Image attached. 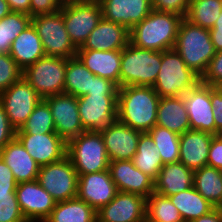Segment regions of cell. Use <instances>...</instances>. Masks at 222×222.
Here are the masks:
<instances>
[{
    "label": "cell",
    "mask_w": 222,
    "mask_h": 222,
    "mask_svg": "<svg viewBox=\"0 0 222 222\" xmlns=\"http://www.w3.org/2000/svg\"><path fill=\"white\" fill-rule=\"evenodd\" d=\"M160 98L152 86L119 87L117 120L139 132H149L156 125Z\"/></svg>",
    "instance_id": "cell-1"
},
{
    "label": "cell",
    "mask_w": 222,
    "mask_h": 222,
    "mask_svg": "<svg viewBox=\"0 0 222 222\" xmlns=\"http://www.w3.org/2000/svg\"><path fill=\"white\" fill-rule=\"evenodd\" d=\"M182 20L177 14L152 10L130 30V43L153 51L174 49Z\"/></svg>",
    "instance_id": "cell-2"
},
{
    "label": "cell",
    "mask_w": 222,
    "mask_h": 222,
    "mask_svg": "<svg viewBox=\"0 0 222 222\" xmlns=\"http://www.w3.org/2000/svg\"><path fill=\"white\" fill-rule=\"evenodd\" d=\"M174 49L200 78L216 54L209 29L194 25L185 18L181 21Z\"/></svg>",
    "instance_id": "cell-3"
},
{
    "label": "cell",
    "mask_w": 222,
    "mask_h": 222,
    "mask_svg": "<svg viewBox=\"0 0 222 222\" xmlns=\"http://www.w3.org/2000/svg\"><path fill=\"white\" fill-rule=\"evenodd\" d=\"M161 67V51L141 49L129 43L121 50L119 87L153 86Z\"/></svg>",
    "instance_id": "cell-4"
},
{
    "label": "cell",
    "mask_w": 222,
    "mask_h": 222,
    "mask_svg": "<svg viewBox=\"0 0 222 222\" xmlns=\"http://www.w3.org/2000/svg\"><path fill=\"white\" fill-rule=\"evenodd\" d=\"M200 81L175 49L161 52V67L152 86L160 97L183 96Z\"/></svg>",
    "instance_id": "cell-5"
},
{
    "label": "cell",
    "mask_w": 222,
    "mask_h": 222,
    "mask_svg": "<svg viewBox=\"0 0 222 222\" xmlns=\"http://www.w3.org/2000/svg\"><path fill=\"white\" fill-rule=\"evenodd\" d=\"M66 156L78 174L108 170L109 157L100 132L84 131L67 142Z\"/></svg>",
    "instance_id": "cell-6"
},
{
    "label": "cell",
    "mask_w": 222,
    "mask_h": 222,
    "mask_svg": "<svg viewBox=\"0 0 222 222\" xmlns=\"http://www.w3.org/2000/svg\"><path fill=\"white\" fill-rule=\"evenodd\" d=\"M60 12L70 40L78 49L103 18L100 2L85 0L63 1Z\"/></svg>",
    "instance_id": "cell-7"
},
{
    "label": "cell",
    "mask_w": 222,
    "mask_h": 222,
    "mask_svg": "<svg viewBox=\"0 0 222 222\" xmlns=\"http://www.w3.org/2000/svg\"><path fill=\"white\" fill-rule=\"evenodd\" d=\"M31 23L42 41L46 56L66 59L76 56L77 48L70 40L60 10L50 14L34 16L31 18Z\"/></svg>",
    "instance_id": "cell-8"
},
{
    "label": "cell",
    "mask_w": 222,
    "mask_h": 222,
    "mask_svg": "<svg viewBox=\"0 0 222 222\" xmlns=\"http://www.w3.org/2000/svg\"><path fill=\"white\" fill-rule=\"evenodd\" d=\"M66 58L44 56L23 71L25 80L45 99L64 93Z\"/></svg>",
    "instance_id": "cell-9"
},
{
    "label": "cell",
    "mask_w": 222,
    "mask_h": 222,
    "mask_svg": "<svg viewBox=\"0 0 222 222\" xmlns=\"http://www.w3.org/2000/svg\"><path fill=\"white\" fill-rule=\"evenodd\" d=\"M37 181L56 202L77 197L78 173L67 156L61 161L40 166Z\"/></svg>",
    "instance_id": "cell-10"
},
{
    "label": "cell",
    "mask_w": 222,
    "mask_h": 222,
    "mask_svg": "<svg viewBox=\"0 0 222 222\" xmlns=\"http://www.w3.org/2000/svg\"><path fill=\"white\" fill-rule=\"evenodd\" d=\"M117 95L86 94L77 98L79 116L85 131H104L117 120Z\"/></svg>",
    "instance_id": "cell-11"
},
{
    "label": "cell",
    "mask_w": 222,
    "mask_h": 222,
    "mask_svg": "<svg viewBox=\"0 0 222 222\" xmlns=\"http://www.w3.org/2000/svg\"><path fill=\"white\" fill-rule=\"evenodd\" d=\"M41 100L42 98L24 77L0 94V104L16 131L21 129Z\"/></svg>",
    "instance_id": "cell-12"
},
{
    "label": "cell",
    "mask_w": 222,
    "mask_h": 222,
    "mask_svg": "<svg viewBox=\"0 0 222 222\" xmlns=\"http://www.w3.org/2000/svg\"><path fill=\"white\" fill-rule=\"evenodd\" d=\"M51 110L55 132L67 143L83 133V125L78 111L77 98L68 93H60L43 99Z\"/></svg>",
    "instance_id": "cell-13"
},
{
    "label": "cell",
    "mask_w": 222,
    "mask_h": 222,
    "mask_svg": "<svg viewBox=\"0 0 222 222\" xmlns=\"http://www.w3.org/2000/svg\"><path fill=\"white\" fill-rule=\"evenodd\" d=\"M15 192L27 222H44L55 208L56 201L37 180L18 183Z\"/></svg>",
    "instance_id": "cell-14"
},
{
    "label": "cell",
    "mask_w": 222,
    "mask_h": 222,
    "mask_svg": "<svg viewBox=\"0 0 222 222\" xmlns=\"http://www.w3.org/2000/svg\"><path fill=\"white\" fill-rule=\"evenodd\" d=\"M97 222H144L146 198L118 191L115 198L97 212Z\"/></svg>",
    "instance_id": "cell-15"
},
{
    "label": "cell",
    "mask_w": 222,
    "mask_h": 222,
    "mask_svg": "<svg viewBox=\"0 0 222 222\" xmlns=\"http://www.w3.org/2000/svg\"><path fill=\"white\" fill-rule=\"evenodd\" d=\"M183 98L191 130L216 135L213 106L210 100V85L200 81L194 88L183 95Z\"/></svg>",
    "instance_id": "cell-16"
},
{
    "label": "cell",
    "mask_w": 222,
    "mask_h": 222,
    "mask_svg": "<svg viewBox=\"0 0 222 222\" xmlns=\"http://www.w3.org/2000/svg\"><path fill=\"white\" fill-rule=\"evenodd\" d=\"M117 192L109 170L78 174L77 198L85 201L96 212L111 202Z\"/></svg>",
    "instance_id": "cell-17"
},
{
    "label": "cell",
    "mask_w": 222,
    "mask_h": 222,
    "mask_svg": "<svg viewBox=\"0 0 222 222\" xmlns=\"http://www.w3.org/2000/svg\"><path fill=\"white\" fill-rule=\"evenodd\" d=\"M16 138L40 166L61 161L66 156L67 143L57 133L16 134Z\"/></svg>",
    "instance_id": "cell-18"
},
{
    "label": "cell",
    "mask_w": 222,
    "mask_h": 222,
    "mask_svg": "<svg viewBox=\"0 0 222 222\" xmlns=\"http://www.w3.org/2000/svg\"><path fill=\"white\" fill-rule=\"evenodd\" d=\"M110 176L120 192L148 198L154 192V180L134 166L132 160L110 161Z\"/></svg>",
    "instance_id": "cell-19"
},
{
    "label": "cell",
    "mask_w": 222,
    "mask_h": 222,
    "mask_svg": "<svg viewBox=\"0 0 222 222\" xmlns=\"http://www.w3.org/2000/svg\"><path fill=\"white\" fill-rule=\"evenodd\" d=\"M100 133L110 161L133 159L142 132L115 120Z\"/></svg>",
    "instance_id": "cell-20"
},
{
    "label": "cell",
    "mask_w": 222,
    "mask_h": 222,
    "mask_svg": "<svg viewBox=\"0 0 222 222\" xmlns=\"http://www.w3.org/2000/svg\"><path fill=\"white\" fill-rule=\"evenodd\" d=\"M103 18L129 31L152 11V0H102Z\"/></svg>",
    "instance_id": "cell-21"
},
{
    "label": "cell",
    "mask_w": 222,
    "mask_h": 222,
    "mask_svg": "<svg viewBox=\"0 0 222 222\" xmlns=\"http://www.w3.org/2000/svg\"><path fill=\"white\" fill-rule=\"evenodd\" d=\"M130 43V31L118 23L104 18L92 30L86 42L78 49L87 50H122Z\"/></svg>",
    "instance_id": "cell-22"
},
{
    "label": "cell",
    "mask_w": 222,
    "mask_h": 222,
    "mask_svg": "<svg viewBox=\"0 0 222 222\" xmlns=\"http://www.w3.org/2000/svg\"><path fill=\"white\" fill-rule=\"evenodd\" d=\"M214 135L188 130L180 135V162L193 172L207 166L209 148Z\"/></svg>",
    "instance_id": "cell-23"
},
{
    "label": "cell",
    "mask_w": 222,
    "mask_h": 222,
    "mask_svg": "<svg viewBox=\"0 0 222 222\" xmlns=\"http://www.w3.org/2000/svg\"><path fill=\"white\" fill-rule=\"evenodd\" d=\"M0 157L13 172L17 184L37 180L40 165L16 137L0 150Z\"/></svg>",
    "instance_id": "cell-24"
},
{
    "label": "cell",
    "mask_w": 222,
    "mask_h": 222,
    "mask_svg": "<svg viewBox=\"0 0 222 222\" xmlns=\"http://www.w3.org/2000/svg\"><path fill=\"white\" fill-rule=\"evenodd\" d=\"M76 56L94 75L115 82L119 87L121 50L77 49Z\"/></svg>",
    "instance_id": "cell-25"
},
{
    "label": "cell",
    "mask_w": 222,
    "mask_h": 222,
    "mask_svg": "<svg viewBox=\"0 0 222 222\" xmlns=\"http://www.w3.org/2000/svg\"><path fill=\"white\" fill-rule=\"evenodd\" d=\"M194 172L183 163L164 164L154 180V192L172 196L193 187Z\"/></svg>",
    "instance_id": "cell-26"
},
{
    "label": "cell",
    "mask_w": 222,
    "mask_h": 222,
    "mask_svg": "<svg viewBox=\"0 0 222 222\" xmlns=\"http://www.w3.org/2000/svg\"><path fill=\"white\" fill-rule=\"evenodd\" d=\"M9 54L23 71L45 56L42 41L32 23L12 42Z\"/></svg>",
    "instance_id": "cell-27"
},
{
    "label": "cell",
    "mask_w": 222,
    "mask_h": 222,
    "mask_svg": "<svg viewBox=\"0 0 222 222\" xmlns=\"http://www.w3.org/2000/svg\"><path fill=\"white\" fill-rule=\"evenodd\" d=\"M156 125L179 135L191 130L183 96L160 98Z\"/></svg>",
    "instance_id": "cell-28"
},
{
    "label": "cell",
    "mask_w": 222,
    "mask_h": 222,
    "mask_svg": "<svg viewBox=\"0 0 222 222\" xmlns=\"http://www.w3.org/2000/svg\"><path fill=\"white\" fill-rule=\"evenodd\" d=\"M184 222H190L215 209L194 187L169 196Z\"/></svg>",
    "instance_id": "cell-29"
},
{
    "label": "cell",
    "mask_w": 222,
    "mask_h": 222,
    "mask_svg": "<svg viewBox=\"0 0 222 222\" xmlns=\"http://www.w3.org/2000/svg\"><path fill=\"white\" fill-rule=\"evenodd\" d=\"M44 222H97V215L89 204L76 197L56 202L55 208Z\"/></svg>",
    "instance_id": "cell-30"
},
{
    "label": "cell",
    "mask_w": 222,
    "mask_h": 222,
    "mask_svg": "<svg viewBox=\"0 0 222 222\" xmlns=\"http://www.w3.org/2000/svg\"><path fill=\"white\" fill-rule=\"evenodd\" d=\"M193 187L215 208H222V171L204 166L194 171Z\"/></svg>",
    "instance_id": "cell-31"
},
{
    "label": "cell",
    "mask_w": 222,
    "mask_h": 222,
    "mask_svg": "<svg viewBox=\"0 0 222 222\" xmlns=\"http://www.w3.org/2000/svg\"><path fill=\"white\" fill-rule=\"evenodd\" d=\"M134 166L153 180L157 178L163 166L158 149L148 132L140 134L137 151L132 159Z\"/></svg>",
    "instance_id": "cell-32"
},
{
    "label": "cell",
    "mask_w": 222,
    "mask_h": 222,
    "mask_svg": "<svg viewBox=\"0 0 222 222\" xmlns=\"http://www.w3.org/2000/svg\"><path fill=\"white\" fill-rule=\"evenodd\" d=\"M92 76L94 74L85 67L77 56L66 59L64 93L76 98L86 95L88 91H91Z\"/></svg>",
    "instance_id": "cell-33"
},
{
    "label": "cell",
    "mask_w": 222,
    "mask_h": 222,
    "mask_svg": "<svg viewBox=\"0 0 222 222\" xmlns=\"http://www.w3.org/2000/svg\"><path fill=\"white\" fill-rule=\"evenodd\" d=\"M221 5V0H190L185 19L194 25L211 29L221 14Z\"/></svg>",
    "instance_id": "cell-34"
},
{
    "label": "cell",
    "mask_w": 222,
    "mask_h": 222,
    "mask_svg": "<svg viewBox=\"0 0 222 222\" xmlns=\"http://www.w3.org/2000/svg\"><path fill=\"white\" fill-rule=\"evenodd\" d=\"M162 163L170 164L180 161V135L159 125H155L149 132Z\"/></svg>",
    "instance_id": "cell-35"
},
{
    "label": "cell",
    "mask_w": 222,
    "mask_h": 222,
    "mask_svg": "<svg viewBox=\"0 0 222 222\" xmlns=\"http://www.w3.org/2000/svg\"><path fill=\"white\" fill-rule=\"evenodd\" d=\"M145 221L184 222L170 198L157 192L146 199Z\"/></svg>",
    "instance_id": "cell-36"
},
{
    "label": "cell",
    "mask_w": 222,
    "mask_h": 222,
    "mask_svg": "<svg viewBox=\"0 0 222 222\" xmlns=\"http://www.w3.org/2000/svg\"><path fill=\"white\" fill-rule=\"evenodd\" d=\"M31 16L22 12H10L0 19V53L9 54L15 38L31 24Z\"/></svg>",
    "instance_id": "cell-37"
},
{
    "label": "cell",
    "mask_w": 222,
    "mask_h": 222,
    "mask_svg": "<svg viewBox=\"0 0 222 222\" xmlns=\"http://www.w3.org/2000/svg\"><path fill=\"white\" fill-rule=\"evenodd\" d=\"M56 133L49 105L42 99L16 134Z\"/></svg>",
    "instance_id": "cell-38"
},
{
    "label": "cell",
    "mask_w": 222,
    "mask_h": 222,
    "mask_svg": "<svg viewBox=\"0 0 222 222\" xmlns=\"http://www.w3.org/2000/svg\"><path fill=\"white\" fill-rule=\"evenodd\" d=\"M23 77V70L10 54L0 53V94Z\"/></svg>",
    "instance_id": "cell-39"
},
{
    "label": "cell",
    "mask_w": 222,
    "mask_h": 222,
    "mask_svg": "<svg viewBox=\"0 0 222 222\" xmlns=\"http://www.w3.org/2000/svg\"><path fill=\"white\" fill-rule=\"evenodd\" d=\"M0 222H27L20 209L17 196L0 197Z\"/></svg>",
    "instance_id": "cell-40"
},
{
    "label": "cell",
    "mask_w": 222,
    "mask_h": 222,
    "mask_svg": "<svg viewBox=\"0 0 222 222\" xmlns=\"http://www.w3.org/2000/svg\"><path fill=\"white\" fill-rule=\"evenodd\" d=\"M190 0H152V10L186 17Z\"/></svg>",
    "instance_id": "cell-41"
},
{
    "label": "cell",
    "mask_w": 222,
    "mask_h": 222,
    "mask_svg": "<svg viewBox=\"0 0 222 222\" xmlns=\"http://www.w3.org/2000/svg\"><path fill=\"white\" fill-rule=\"evenodd\" d=\"M201 82L213 87L222 83V51L216 52L213 56Z\"/></svg>",
    "instance_id": "cell-42"
},
{
    "label": "cell",
    "mask_w": 222,
    "mask_h": 222,
    "mask_svg": "<svg viewBox=\"0 0 222 222\" xmlns=\"http://www.w3.org/2000/svg\"><path fill=\"white\" fill-rule=\"evenodd\" d=\"M16 186L13 172L0 157V197L16 196Z\"/></svg>",
    "instance_id": "cell-43"
},
{
    "label": "cell",
    "mask_w": 222,
    "mask_h": 222,
    "mask_svg": "<svg viewBox=\"0 0 222 222\" xmlns=\"http://www.w3.org/2000/svg\"><path fill=\"white\" fill-rule=\"evenodd\" d=\"M63 0H31L30 16L50 14L60 10Z\"/></svg>",
    "instance_id": "cell-44"
},
{
    "label": "cell",
    "mask_w": 222,
    "mask_h": 222,
    "mask_svg": "<svg viewBox=\"0 0 222 222\" xmlns=\"http://www.w3.org/2000/svg\"><path fill=\"white\" fill-rule=\"evenodd\" d=\"M210 100L213 106V118L216 125V135L222 133V93L217 87L210 85Z\"/></svg>",
    "instance_id": "cell-45"
},
{
    "label": "cell",
    "mask_w": 222,
    "mask_h": 222,
    "mask_svg": "<svg viewBox=\"0 0 222 222\" xmlns=\"http://www.w3.org/2000/svg\"><path fill=\"white\" fill-rule=\"evenodd\" d=\"M15 137L16 130L10 124L4 107L0 104V150Z\"/></svg>",
    "instance_id": "cell-46"
},
{
    "label": "cell",
    "mask_w": 222,
    "mask_h": 222,
    "mask_svg": "<svg viewBox=\"0 0 222 222\" xmlns=\"http://www.w3.org/2000/svg\"><path fill=\"white\" fill-rule=\"evenodd\" d=\"M207 166L222 171V136L214 135L209 148Z\"/></svg>",
    "instance_id": "cell-47"
},
{
    "label": "cell",
    "mask_w": 222,
    "mask_h": 222,
    "mask_svg": "<svg viewBox=\"0 0 222 222\" xmlns=\"http://www.w3.org/2000/svg\"><path fill=\"white\" fill-rule=\"evenodd\" d=\"M118 89L115 82L94 75L92 76L91 91H88L87 94L118 93Z\"/></svg>",
    "instance_id": "cell-48"
},
{
    "label": "cell",
    "mask_w": 222,
    "mask_h": 222,
    "mask_svg": "<svg viewBox=\"0 0 222 222\" xmlns=\"http://www.w3.org/2000/svg\"><path fill=\"white\" fill-rule=\"evenodd\" d=\"M209 31L215 51H222V11L213 28Z\"/></svg>",
    "instance_id": "cell-49"
},
{
    "label": "cell",
    "mask_w": 222,
    "mask_h": 222,
    "mask_svg": "<svg viewBox=\"0 0 222 222\" xmlns=\"http://www.w3.org/2000/svg\"><path fill=\"white\" fill-rule=\"evenodd\" d=\"M11 12H22L30 15L31 0H6Z\"/></svg>",
    "instance_id": "cell-50"
},
{
    "label": "cell",
    "mask_w": 222,
    "mask_h": 222,
    "mask_svg": "<svg viewBox=\"0 0 222 222\" xmlns=\"http://www.w3.org/2000/svg\"><path fill=\"white\" fill-rule=\"evenodd\" d=\"M190 222H222V208H215L210 213L191 220Z\"/></svg>",
    "instance_id": "cell-51"
},
{
    "label": "cell",
    "mask_w": 222,
    "mask_h": 222,
    "mask_svg": "<svg viewBox=\"0 0 222 222\" xmlns=\"http://www.w3.org/2000/svg\"><path fill=\"white\" fill-rule=\"evenodd\" d=\"M10 8L6 0H0V19L4 18L10 13Z\"/></svg>",
    "instance_id": "cell-52"
},
{
    "label": "cell",
    "mask_w": 222,
    "mask_h": 222,
    "mask_svg": "<svg viewBox=\"0 0 222 222\" xmlns=\"http://www.w3.org/2000/svg\"><path fill=\"white\" fill-rule=\"evenodd\" d=\"M218 89H219V91L222 93V83H220L219 85H217L216 86Z\"/></svg>",
    "instance_id": "cell-53"
},
{
    "label": "cell",
    "mask_w": 222,
    "mask_h": 222,
    "mask_svg": "<svg viewBox=\"0 0 222 222\" xmlns=\"http://www.w3.org/2000/svg\"><path fill=\"white\" fill-rule=\"evenodd\" d=\"M85 1L101 2L102 0H85Z\"/></svg>",
    "instance_id": "cell-54"
}]
</instances>
